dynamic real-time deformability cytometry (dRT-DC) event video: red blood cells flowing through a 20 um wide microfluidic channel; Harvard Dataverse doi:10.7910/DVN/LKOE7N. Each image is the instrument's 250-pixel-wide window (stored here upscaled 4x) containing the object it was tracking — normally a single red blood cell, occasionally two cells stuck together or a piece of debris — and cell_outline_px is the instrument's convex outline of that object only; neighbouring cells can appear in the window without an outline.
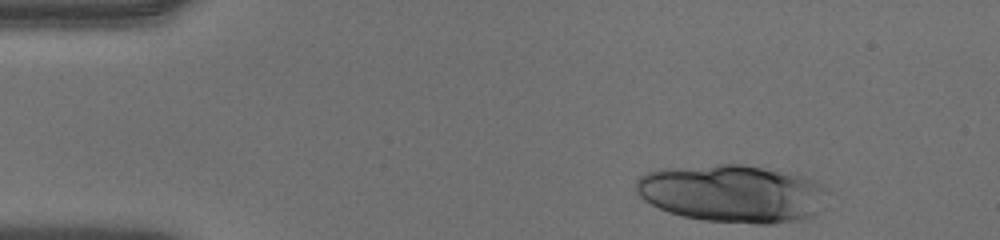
{"species": "human", "species_latin": "Homo sapiens", "temperature_condition": "warm", "stored_images_in_passage": 15, "camera_frame_rate_fps": 3000, "um_per_image_px": 0.085, "donor": {"sex": "male"}, "frame": {"image": 1, "passage_image": 1, "time_ms": 0.0, "image_size_px": [1000, 240], "cell_outline_px": [[824, 188], [820, 212], [816, 216], [800, 220], [772, 224], [756, 224], [704, 220], [684, 216], [668, 212], [644, 200], [636, 192], [636, 180], [640, 176], [648, 172], [664, 168], [716, 164], [744, 164], [792, 172], [816, 180], [824, 184]], "centroid_in_image_um": [62.28, 16.44], "position_along_channel_um": 22.7, "area_um2": 64.97}}